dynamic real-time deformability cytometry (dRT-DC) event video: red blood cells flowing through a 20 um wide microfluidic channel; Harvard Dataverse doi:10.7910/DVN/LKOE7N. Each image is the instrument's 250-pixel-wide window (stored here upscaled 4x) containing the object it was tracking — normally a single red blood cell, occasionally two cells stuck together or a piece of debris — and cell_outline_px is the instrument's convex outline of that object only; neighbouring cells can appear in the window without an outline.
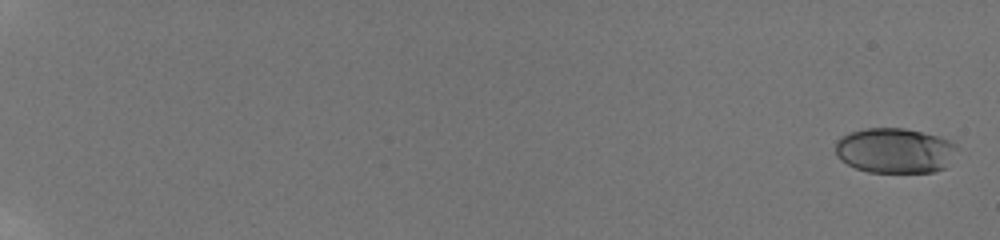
{"species": "human", "species_latin": "Homo sapiens", "temperature_condition": "room temperature", "stored_images_in_passage": 31, "camera_frame_rate_fps": 3000, "um_per_image_px": 0.085, "donor": {"sex": "male"}, "frame": {"image": 1, "passage_image": 1, "time_ms": 0.0, "image_size_px": [1000, 240], "cell_outline_px": [[960, 148], [944, 168], [932, 172], [868, 172], [856, 168], [840, 160], [836, 156], [836, 140], [840, 136], [848, 132], [864, 128], [904, 128], [936, 136], [948, 140], [956, 144]], "centroid_in_image_um": [76.03, 12.79], "position_along_channel_um": 9.0, "area_um2": 32.14}}
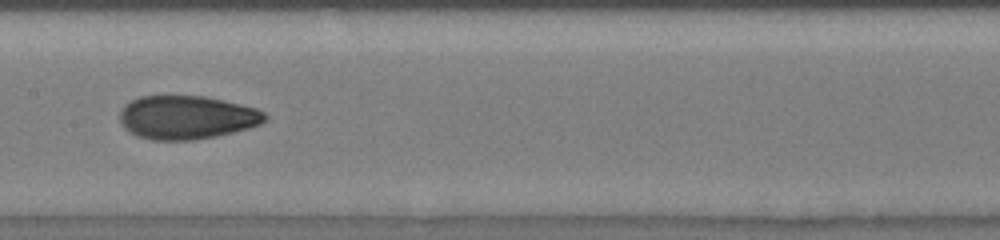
{"frame": {"image": 2, "passage_image": 18, "time_ms": 11.333, "image_size_px": [1000, 240], "cell_outline_px": [[268, 120], [260, 124], [248, 128], [216, 136], [192, 140], [152, 140], [140, 136], [124, 128], [120, 120], [120, 112], [124, 104], [140, 96], [204, 96], [224, 100], [256, 108], [264, 112], [268, 116]], "centroid_in_image_um": [15.89, 9.97], "position_along_channel_um": 191.5, "area_um2": 36.76}}
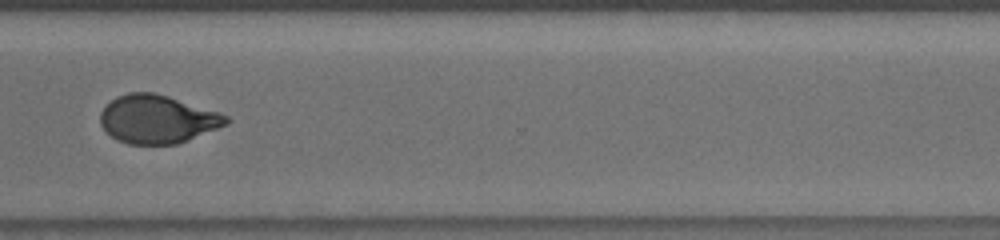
{"frame": {"image": 3, "passage_image": 26, "time_ms": 15.667, "image_size_px": [1000, 240], "cell_outline_px": [[232, 120], [228, 124], [176, 144], [128, 144], [116, 140], [100, 124], [100, 112], [116, 96], [128, 92], [156, 92], [220, 112], [228, 116]], "centroid_in_image_um": [13.39, 10.12], "position_along_channel_um": 357.2, "area_um2": 35.43}, "authors_computed_cell_mechanics": {"area_um2": 35.3158, "velocity_mm_per_s": 3.838, "shape_relaxation_time_tau1_ms": 4.6447, "shape_relaxation_time_tau2_ms": 1.1592, "deformation_change_tau1": 0.1693, "deformation_change_tau2": 0.0605}}